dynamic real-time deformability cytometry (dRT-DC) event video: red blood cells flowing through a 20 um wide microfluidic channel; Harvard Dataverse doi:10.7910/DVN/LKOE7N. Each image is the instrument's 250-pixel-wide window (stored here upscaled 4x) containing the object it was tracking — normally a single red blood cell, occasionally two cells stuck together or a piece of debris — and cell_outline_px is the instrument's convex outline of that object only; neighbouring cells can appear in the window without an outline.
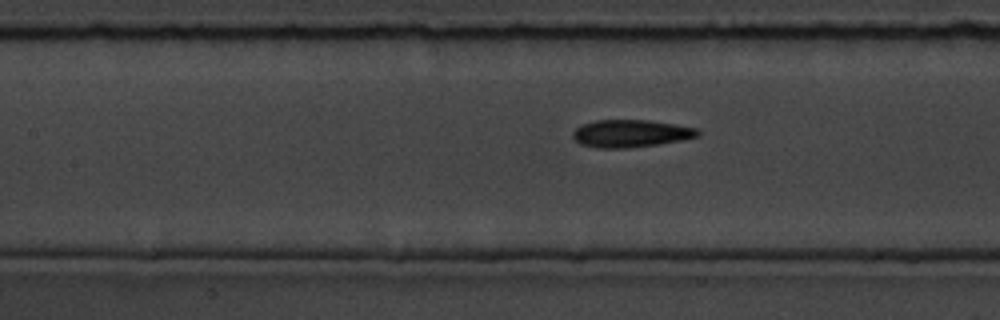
{"species": "common noctule bat (a hibernating species)", "species_latin": "Nyctalus noctula", "temperature_condition": "room temperature", "stored_images_in_passage": 6, "segment_of_instrument_passage": [2, 2], "camera_frame_rate_fps": 3000, "um_per_image_px": 0.085, "animal": {"sex": "male", "body_mass_g": 19.5, "forearm_length_mm": 54.6}, "frame": {"image": 1, "passage_image": 6, "time_ms": 5.667, "image_size_px": [1000, 320], "cell_outline_px": [[700, 136], [680, 140], [656, 144], [628, 148], [596, 148], [580, 144], [572, 136], [572, 132], [580, 124], [596, 120], [648, 120], [676, 124], [696, 128], [700, 132]], "centroid_in_image_um": [53.58, 11.34], "position_along_channel_um": 153.8, "area_um2": 20.06}}